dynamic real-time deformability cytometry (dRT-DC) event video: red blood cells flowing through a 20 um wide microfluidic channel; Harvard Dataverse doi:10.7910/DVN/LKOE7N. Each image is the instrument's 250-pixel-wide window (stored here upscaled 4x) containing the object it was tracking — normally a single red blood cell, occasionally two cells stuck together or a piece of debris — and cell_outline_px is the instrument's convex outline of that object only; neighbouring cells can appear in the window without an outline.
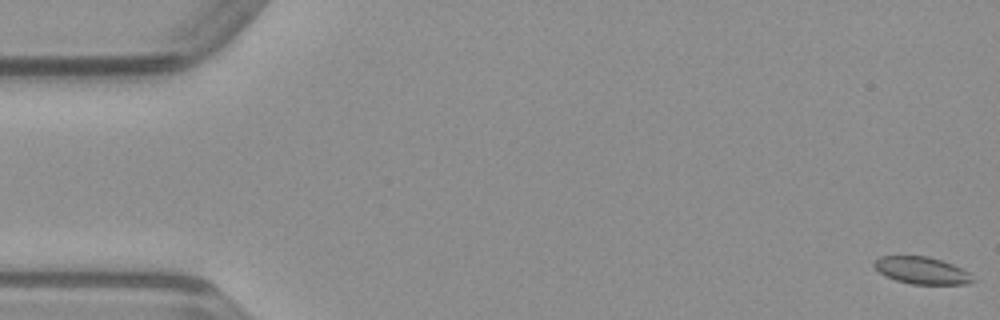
{"species": "common noctule bat (a hibernating species)", "species_latin": "Nyctalus noctula", "temperature_condition": "warm", "stored_images_in_passage": 51, "camera_frame_rate_fps": 3000, "um_per_image_px": 0.085, "animal": {"sex": "male", "body_mass_g": 23.1, "forearm_length_mm": 52.7}, "frame": {"image": 1, "passage_image": 1, "time_ms": 0.0, "image_size_px": [1000, 320], "cell_outline_px": [[976, 280], [972, 284], [912, 284], [896, 280], [884, 276], [872, 264], [880, 256], [928, 256], [952, 264], [968, 272]], "centroid_in_image_um": [78.36, 23.0], "position_along_channel_um": 6.6, "area_um2": 15.55}}
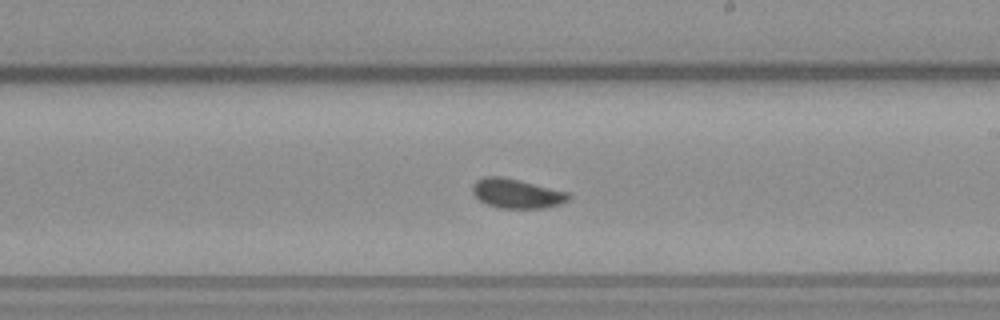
{"frame": {"image": 2, "passage_image": 29, "time_ms": 9.333, "image_size_px": [1000, 320], "cell_outline_px": [[572, 196], [568, 200], [560, 204], [544, 208], [500, 208], [488, 204], [480, 200], [472, 192], [472, 184], [476, 180], [484, 176], [500, 176], [520, 180], [568, 192]], "centroid_in_image_um": [43.92, 16.44], "position_along_channel_um": 245.1, "area_um2": 16.47}}
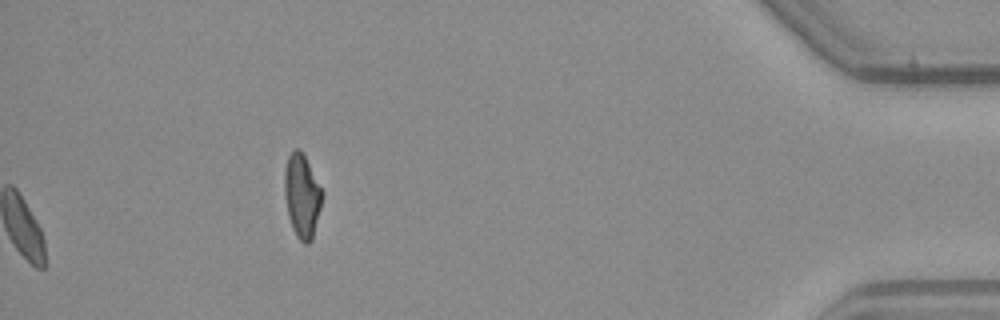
{"frame": {"image": 3, "passage_image": 51, "time_ms": 16.667, "image_size_px": [1000, 320], "cell_outline_px": [[324, 192], [312, 240], [308, 244], [304, 244], [296, 236], [292, 228], [288, 216], [284, 196], [284, 172], [288, 156], [296, 148], [300, 148]], "centroid_in_image_um": [25.66, 16.66], "position_along_channel_um": 409.5, "area_um2": 18.44}}